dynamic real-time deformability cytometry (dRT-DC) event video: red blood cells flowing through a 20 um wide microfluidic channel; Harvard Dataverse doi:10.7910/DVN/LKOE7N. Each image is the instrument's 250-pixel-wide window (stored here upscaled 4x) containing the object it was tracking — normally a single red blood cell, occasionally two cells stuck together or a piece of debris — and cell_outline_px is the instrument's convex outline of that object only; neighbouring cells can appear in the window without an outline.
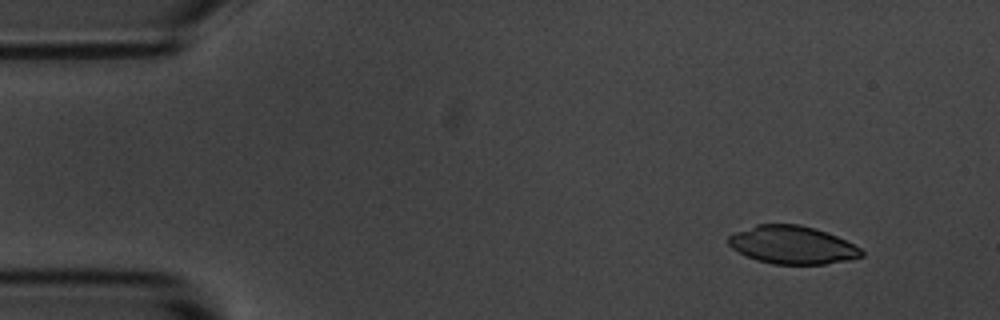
{"species": "common noctule bat (a hibernating species)", "species_latin": "Nyctalus noctula", "temperature_condition": "room temperature", "stored_images_in_passage": 4, "camera_frame_rate_fps": 3000, "um_per_image_px": 0.085, "animal": {"sex": "male", "body_mass_g": 20.1, "forearm_length_mm": 53.5}, "frame": {"image": 1, "passage_image": 2, "time_ms": 1.333, "image_size_px": [1000, 320], "cell_outline_px": [[864, 256], [848, 260], [824, 264], [772, 264], [756, 260], [732, 248], [728, 244], [728, 236], [732, 232], [756, 224], [800, 224], [816, 228], [836, 236], [860, 248], [864, 252]], "centroid_in_image_um": [67.32, 20.81], "position_along_channel_um": 17.7, "area_um2": 29.54}}